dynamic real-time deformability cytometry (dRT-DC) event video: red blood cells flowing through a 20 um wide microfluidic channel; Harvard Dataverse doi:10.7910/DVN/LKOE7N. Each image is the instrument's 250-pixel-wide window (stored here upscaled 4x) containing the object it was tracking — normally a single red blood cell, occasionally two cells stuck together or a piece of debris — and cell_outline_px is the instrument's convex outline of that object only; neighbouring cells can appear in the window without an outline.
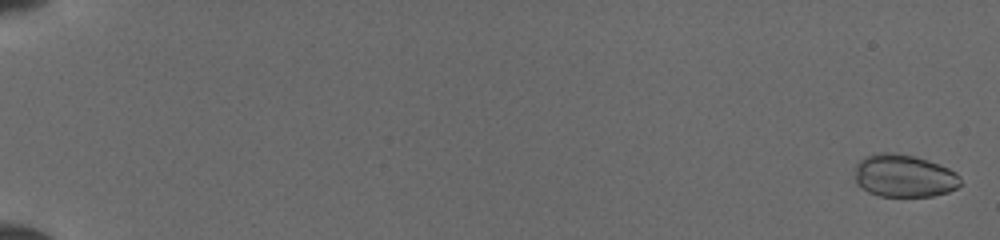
{"species": "common noctule bat (a hibernating species)", "species_latin": "Nyctalus noctula", "temperature_condition": "cold", "stored_images_in_passage": 17, "camera_frame_rate_fps": 3000, "um_per_image_px": 0.085, "animal": {"sex": "female", "body_mass_g": 19.5, "forearm_length_mm": 54.1}, "frame": {"image": 1, "passage_image": 2, "time_ms": 0.333, "image_size_px": [1000, 240], "cell_outline_px": [[960, 184], [956, 188], [948, 192], [932, 196], [880, 196], [868, 192], [856, 184], [856, 164], [864, 156], [880, 152], [892, 152], [912, 156], [928, 160], [948, 168], [956, 172], [960, 176]], "centroid_in_image_um": [76.83, 14.94], "position_along_channel_um": 8.2, "area_um2": 26.24}}